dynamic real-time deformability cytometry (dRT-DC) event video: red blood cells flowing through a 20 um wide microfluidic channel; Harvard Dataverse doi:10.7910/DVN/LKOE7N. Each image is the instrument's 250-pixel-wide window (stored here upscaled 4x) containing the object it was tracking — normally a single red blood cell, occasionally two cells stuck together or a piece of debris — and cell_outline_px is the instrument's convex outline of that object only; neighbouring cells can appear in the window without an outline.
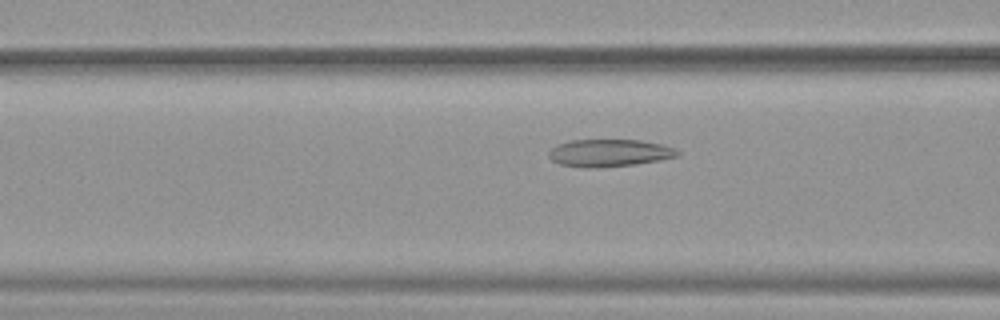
{"species": "common noctule bat (a hibernating species)", "species_latin": "Nyctalus noctula", "temperature_condition": "warm", "stored_images_in_passage": 44, "camera_frame_rate_fps": 3000, "um_per_image_px": 0.085, "animal": {"sex": "female", "body_mass_g": 19.9}, "frame": {"image": 1, "passage_image": 13, "time_ms": 4.0, "image_size_px": [1000, 320], "cell_outline_px": [[680, 156], [660, 160], [636, 164], [600, 168], [584, 168], [560, 164], [552, 160], [548, 156], [548, 152], [556, 144], [572, 140], [640, 140], [660, 144], [676, 148], [680, 152]], "centroid_in_image_um": [51.8, 13.01], "position_along_channel_um": 114.8, "area_um2": 20.75}}
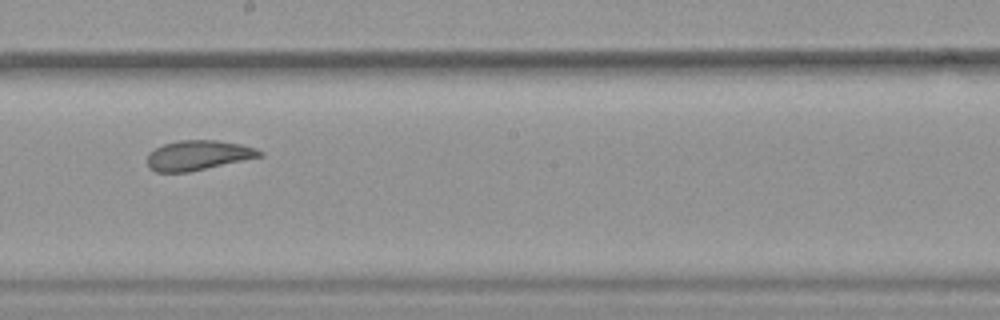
{"frame": {"image": 2, "passage_image": 22, "time_ms": 7.0, "image_size_px": [1000, 320], "cell_outline_px": [[264, 156], [188, 172], [156, 172], [148, 168], [148, 152], [164, 144], [180, 140], [216, 140], [240, 144], [256, 148], [264, 152]], "centroid_in_image_um": [16.85, 13.2], "position_along_channel_um": 231.3, "area_um2": 19.54}}
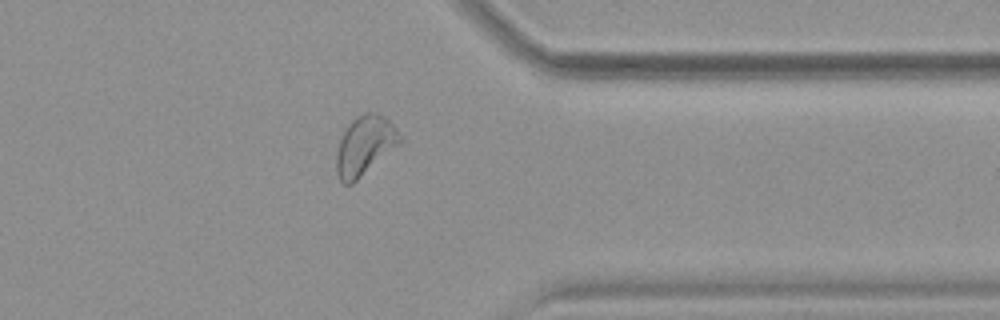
{"frame": {"image": 3, "passage_image": 34, "time_ms": 11.0, "image_size_px": [1000, 320], "cell_outline_px": [[404, 140], [400, 144], [352, 184], [344, 184], [340, 180], [336, 172], [336, 152], [340, 140], [348, 124], [356, 116], [364, 112], [376, 112], [384, 116], [396, 128]], "centroid_in_image_um": [31.01, 12.36], "position_along_channel_um": 380.4, "area_um2": 21.96}, "authors_computed_cell_mechanics": {"area_um2": 21.5883, "velocity_mm_per_s": 3.905, "shape_relaxation_time_tau1_ms": 4.6774, "shape_relaxation_time_tau2_ms": 2.0493, "deformation_change_tau1": 0.142, "deformation_change_tau2": 0.1062}}